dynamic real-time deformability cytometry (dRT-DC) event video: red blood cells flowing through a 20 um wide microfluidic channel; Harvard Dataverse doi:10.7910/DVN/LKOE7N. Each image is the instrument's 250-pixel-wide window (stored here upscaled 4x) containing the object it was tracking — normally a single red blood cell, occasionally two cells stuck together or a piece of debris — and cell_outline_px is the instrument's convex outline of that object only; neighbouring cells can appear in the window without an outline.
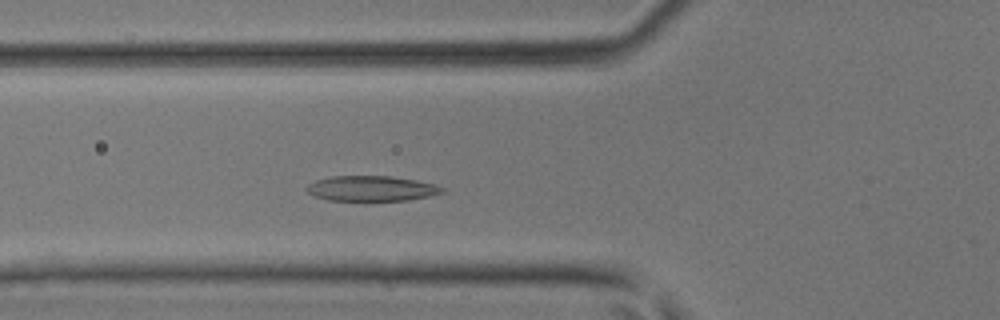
{"species": "common noctule bat (a hibernating species)", "species_latin": "Nyctalus noctula", "temperature_condition": "room temperature", "stored_images_in_passage": 34, "camera_frame_rate_fps": 3000, "um_per_image_px": 0.085, "animal": {"sex": "male", "body_mass_g": 17.9, "forearm_length_mm": 54.2}, "frame": {"image": 1, "passage_image": 7, "time_ms": 2.0, "image_size_px": [1000, 320], "cell_outline_px": [[444, 192], [428, 196], [408, 200], [328, 200], [316, 196], [308, 192], [304, 188], [308, 184], [316, 180], [332, 176], [392, 176], [416, 180], [436, 184], [444, 188]], "centroid_in_image_um": [31.58, 16.01], "position_along_channel_um": 94.2, "area_um2": 19.83}}
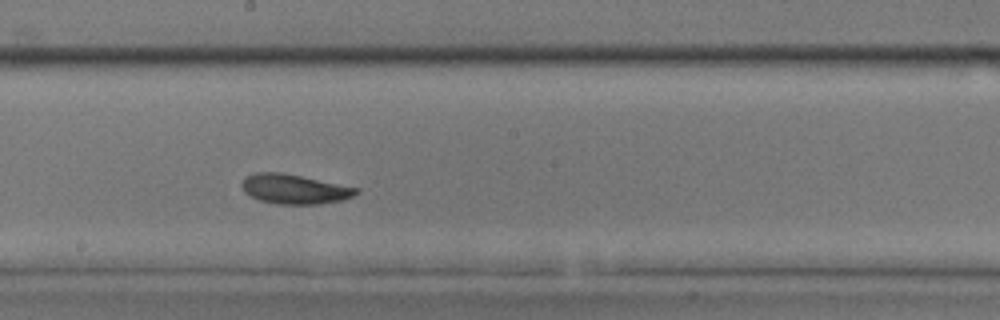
{"frame": {"image": 2, "passage_image": 16, "time_ms": 5.0, "image_size_px": [1000, 320], "cell_outline_px": [[360, 192], [352, 196], [340, 200], [320, 204], [276, 204], [260, 200], [244, 192], [240, 184], [244, 176], [256, 172], [280, 172], [360, 188]], "centroid_in_image_um": [24.99, 16.06], "position_along_channel_um": 223.2, "area_um2": 19.71}}
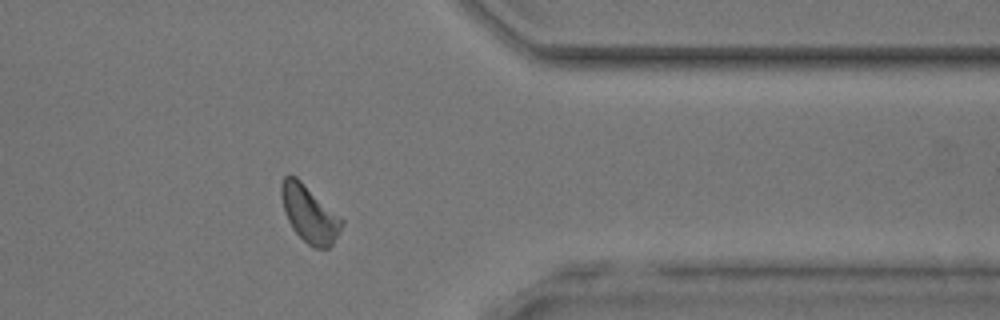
{"frame": {"image": 3, "passage_image": 28, "time_ms": 9.0, "image_size_px": [1000, 320], "cell_outline_px": [[344, 224], [332, 244], [328, 248], [312, 248], [292, 228], [284, 212], [280, 196], [280, 184], [284, 176], [288, 172], [296, 176], [340, 216], [344, 220]], "centroid_in_image_um": [26.27, 18.14], "position_along_channel_um": 385.1, "area_um2": 20.17}}